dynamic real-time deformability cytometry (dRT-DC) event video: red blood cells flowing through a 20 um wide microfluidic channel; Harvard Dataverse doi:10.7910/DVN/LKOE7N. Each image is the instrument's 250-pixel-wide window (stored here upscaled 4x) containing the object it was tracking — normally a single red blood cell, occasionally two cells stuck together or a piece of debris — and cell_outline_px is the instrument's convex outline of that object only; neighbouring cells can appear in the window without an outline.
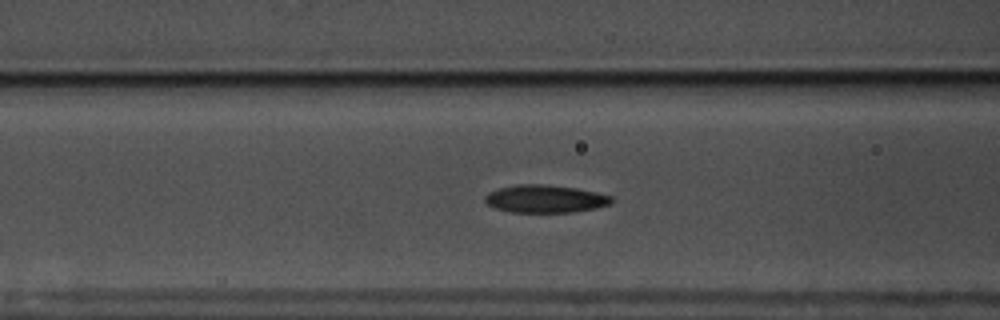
{"species": "common noctule bat (a hibernating species)", "species_latin": "Nyctalus noctula", "temperature_condition": "warm", "stored_images_in_passage": 38, "camera_frame_rate_fps": 3000, "um_per_image_px": 0.085, "animal": {"sex": "male", "body_mass_g": 17.5, "forearm_length_mm": 52.3}, "frame": {"image": 1, "passage_image": 8, "time_ms": 2.333, "image_size_px": [1000, 320], "cell_outline_px": [[612, 204], [596, 208], [572, 212], [512, 212], [496, 208], [484, 204], [484, 196], [488, 192], [500, 188], [520, 184], [540, 184], [576, 188], [596, 192], [612, 196]], "centroid_in_image_um": [46.33, 16.9], "position_along_channel_um": 120.3, "area_um2": 20.46}}
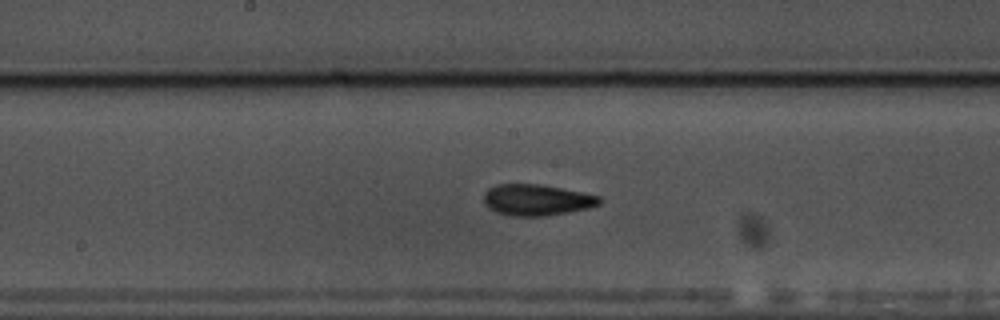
{"frame": {"image": 2, "passage_image": 15, "time_ms": 4.667, "image_size_px": [1000, 320], "cell_outline_px": [[604, 200], [600, 204], [588, 208], [548, 216], [512, 216], [496, 212], [488, 208], [484, 204], [484, 192], [488, 188], [496, 184], [540, 184], [600, 196]], "centroid_in_image_um": [45.6, 17.0], "position_along_channel_um": 202.6, "area_um2": 21.15}}
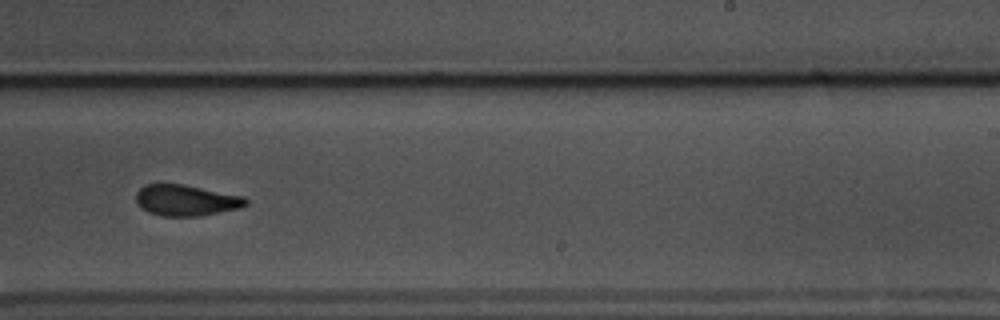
{"frame": {"image": 3, "passage_image": 21, "time_ms": 6.667, "image_size_px": [1000, 320], "cell_outline_px": [[248, 204], [240, 208], [200, 216], [164, 216], [148, 212], [136, 200], [136, 192], [144, 184], [184, 184], [244, 196], [248, 200]], "centroid_in_image_um": [15.85, 17.02], "position_along_channel_um": 273.2, "area_um2": 19.83}}